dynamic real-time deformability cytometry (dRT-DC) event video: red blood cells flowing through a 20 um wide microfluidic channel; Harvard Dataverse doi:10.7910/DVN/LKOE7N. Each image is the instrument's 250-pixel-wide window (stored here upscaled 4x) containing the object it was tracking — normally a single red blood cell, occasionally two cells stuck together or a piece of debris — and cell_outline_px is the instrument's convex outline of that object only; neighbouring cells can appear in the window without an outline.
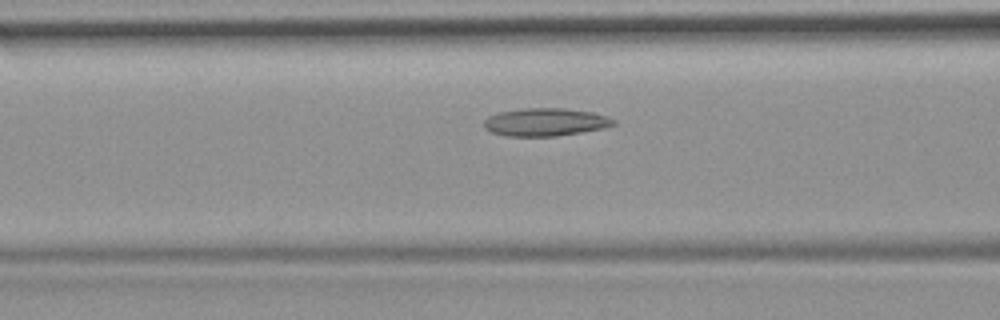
{"species": "common noctule bat (a hibernating species)", "species_latin": "Nyctalus noctula", "temperature_condition": "room temperature", "stored_images_in_passage": 49, "camera_frame_rate_fps": 3000, "um_per_image_px": 0.085, "animal": {"sex": "female", "body_mass_g": 19.9}, "frame": {"image": 1, "passage_image": 17, "time_ms": 5.333, "image_size_px": [1000, 320], "cell_outline_px": [[616, 124], [604, 128], [556, 136], [508, 136], [492, 132], [484, 128], [484, 120], [488, 116], [500, 112], [520, 108], [564, 108], [592, 112], [608, 116], [616, 120]], "centroid_in_image_um": [46.37, 10.37], "position_along_channel_um": 120.2, "area_um2": 21.1}}
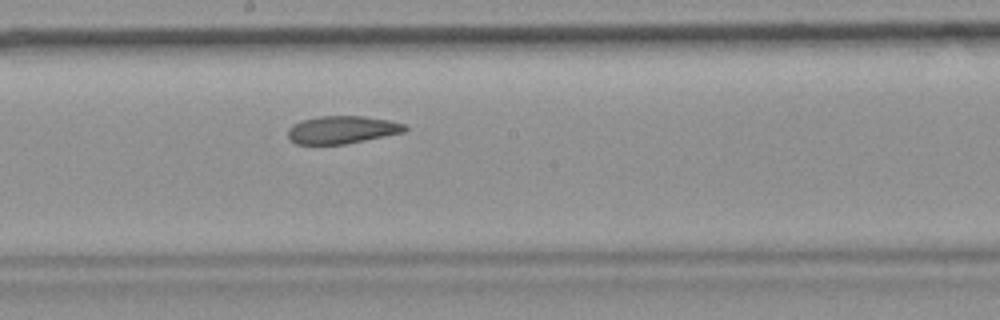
{"frame": {"image": 2, "passage_image": 25, "time_ms": 8.0, "image_size_px": [1000, 320], "cell_outline_px": [[408, 128], [404, 132], [344, 144], [296, 144], [288, 136], [288, 128], [292, 124], [300, 120], [320, 116], [364, 116], [388, 120], [404, 124]], "centroid_in_image_um": [29.04, 11.02], "position_along_channel_um": 219.2, "area_um2": 18.79}}
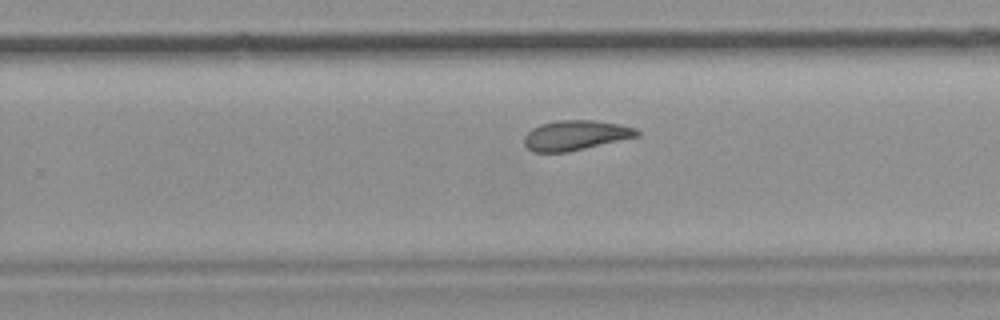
{"frame": {"image": 3, "passage_image": 30, "time_ms": 9.667, "image_size_px": [1000, 320], "cell_outline_px": [[640, 136], [568, 152], [532, 152], [524, 144], [524, 136], [532, 128], [540, 124], [556, 120], [592, 120], [620, 124], [636, 128], [640, 132]], "centroid_in_image_um": [48.93, 11.5], "position_along_channel_um": 280.9, "area_um2": 19.77}, "authors_computed_cell_mechanics": {"area_um2": 21.0392, "velocity_mm_per_s": 3.7275, "shape_relaxation_time_tau1_ms": null, "shape_relaxation_time_tau2_ms": 5.3981, "deformation_change_tau1": null, "deformation_change_tau2": 0.1268}}